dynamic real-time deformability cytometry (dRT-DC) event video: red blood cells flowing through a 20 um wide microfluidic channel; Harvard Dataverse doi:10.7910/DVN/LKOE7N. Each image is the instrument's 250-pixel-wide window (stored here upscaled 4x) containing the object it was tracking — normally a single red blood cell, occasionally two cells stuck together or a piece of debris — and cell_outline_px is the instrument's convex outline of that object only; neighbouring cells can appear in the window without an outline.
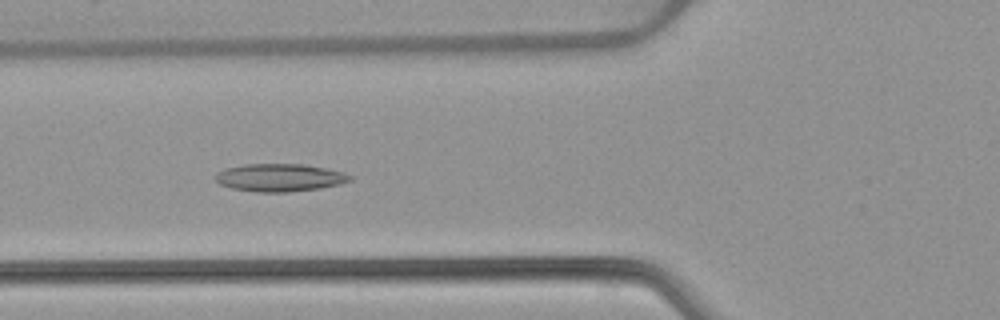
{"species": "common noctule bat (a hibernating species)", "species_latin": "Nyctalus noctula", "temperature_condition": "warm", "stored_images_in_passage": 6, "camera_frame_rate_fps": 3000, "um_per_image_px": 0.085, "animal": {"sex": "female", "body_mass_g": 22.7, "forearm_length_mm": 54.2}, "frame": {"image": 1, "passage_image": 5, "time_ms": 1.333, "image_size_px": [1000, 320], "cell_outline_px": [[352, 180], [340, 184], [320, 188], [288, 192], [256, 192], [232, 188], [220, 184], [216, 180], [216, 172], [224, 168], [244, 164], [304, 164], [344, 172], [352, 176]], "centroid_in_image_um": [23.77, 15.09], "position_along_channel_um": 102.0, "area_um2": 21.79}}
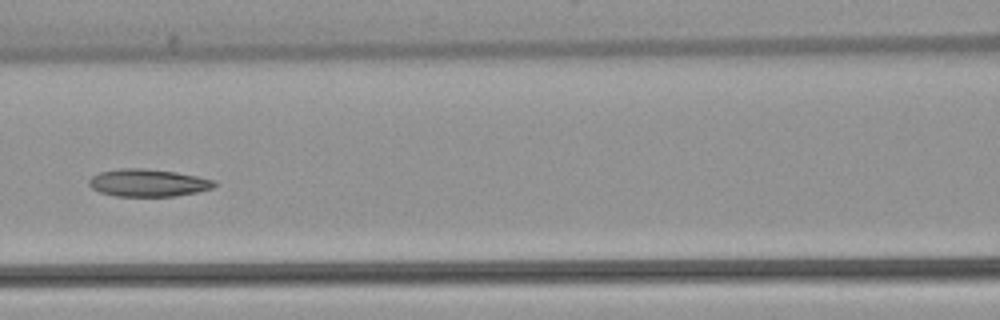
{"frame": {"image": 2, "passage_image": 6, "time_ms": 1.667, "image_size_px": [1000, 320], "cell_outline_px": [[216, 184], [212, 188], [196, 192], [176, 196], [116, 196], [100, 192], [92, 188], [88, 184], [88, 180], [92, 176], [100, 172], [120, 168], [144, 168], [176, 172], [216, 180]], "centroid_in_image_um": [12.57, 15.53], "position_along_channel_um": 154.0, "area_um2": 20.06}}